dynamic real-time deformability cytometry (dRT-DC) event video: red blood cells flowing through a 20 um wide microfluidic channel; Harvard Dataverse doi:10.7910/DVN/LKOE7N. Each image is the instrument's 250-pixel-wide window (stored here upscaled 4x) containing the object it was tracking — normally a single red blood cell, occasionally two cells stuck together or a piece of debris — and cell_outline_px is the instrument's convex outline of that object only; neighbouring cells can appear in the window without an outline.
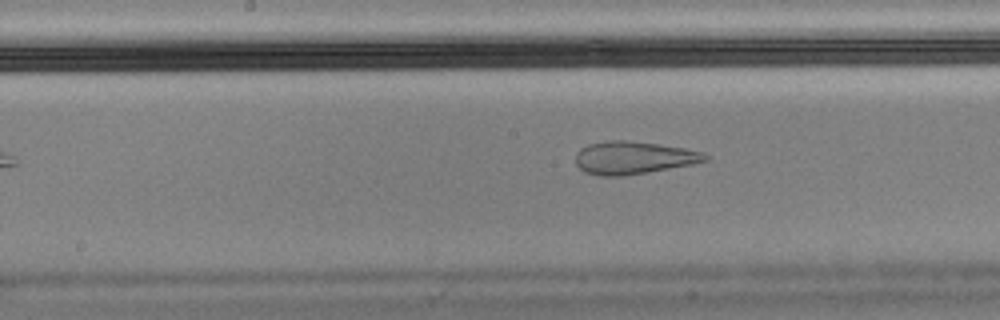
{"species": "Egyptian fruit bat (a non-hibernating species)", "species_latin": "Rousettus aegyptiacus", "temperature_condition": "cold", "stored_images_in_passage": 30, "camera_frame_rate_fps": 3000, "um_per_image_px": 0.085, "animal": {"sex": "male"}, "frame": {"image": 1, "passage_image": 13, "time_ms": 4.0, "image_size_px": [1000, 320], "cell_outline_px": [[708, 160], [692, 164], [648, 172], [624, 176], [600, 176], [584, 172], [576, 164], [576, 152], [580, 148], [588, 144], [608, 140], [628, 140], [684, 148], [704, 152], [708, 156]], "centroid_in_image_um": [53.81, 13.41], "position_along_channel_um": 194.4, "area_um2": 24.74}}